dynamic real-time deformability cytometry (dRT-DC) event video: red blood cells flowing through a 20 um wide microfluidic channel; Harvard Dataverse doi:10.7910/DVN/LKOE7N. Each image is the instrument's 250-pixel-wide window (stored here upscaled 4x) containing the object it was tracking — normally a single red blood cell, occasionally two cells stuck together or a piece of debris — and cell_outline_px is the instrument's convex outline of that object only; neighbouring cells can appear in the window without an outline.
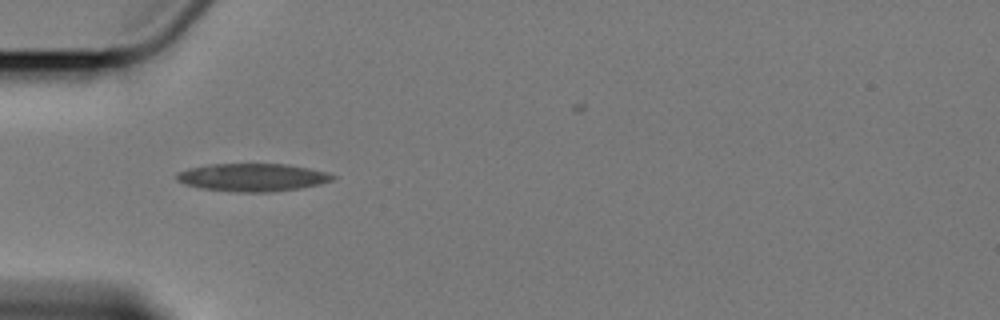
{"species": "Egyptian fruit bat (a non-hibernating species)", "species_latin": "Rousettus aegyptiacus", "temperature_condition": "cold", "stored_images_in_passage": 7, "camera_frame_rate_fps": 3000, "um_per_image_px": 0.085, "animal": {"sex": "female"}, "frame": {"image": 1, "passage_image": 6, "time_ms": 6.0, "image_size_px": [1000, 320], "cell_outline_px": [[336, 176], [332, 180], [320, 184], [300, 188], [268, 192], [240, 192], [204, 188], [184, 184], [176, 180], [176, 172], [188, 168], [212, 164], [288, 164], [328, 172]], "centroid_in_image_um": [21.46, 15.07], "position_along_channel_um": 63.5, "area_um2": 25.2}}
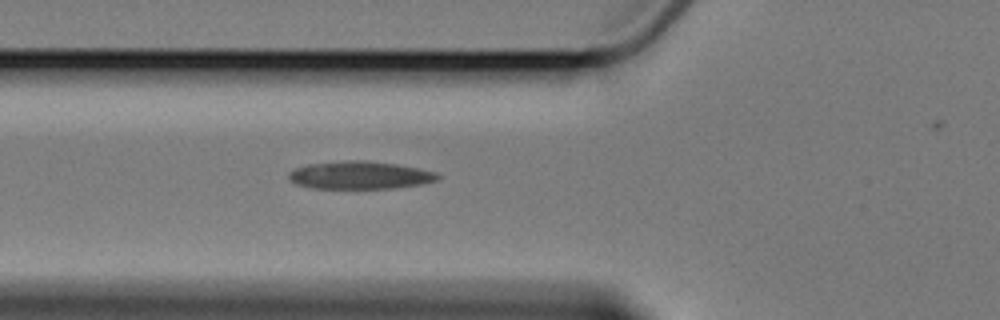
{"frame": {"image": 2, "passage_image": 7, "time_ms": 7.0, "image_size_px": [1000, 320], "cell_outline_px": [[440, 176], [436, 180], [420, 184], [392, 188], [312, 188], [296, 184], [288, 176], [288, 172], [296, 168], [308, 164], [348, 160], [360, 160], [396, 164], [436, 172]], "centroid_in_image_um": [30.56, 14.89], "position_along_channel_um": 95.2, "area_um2": 23.76}}